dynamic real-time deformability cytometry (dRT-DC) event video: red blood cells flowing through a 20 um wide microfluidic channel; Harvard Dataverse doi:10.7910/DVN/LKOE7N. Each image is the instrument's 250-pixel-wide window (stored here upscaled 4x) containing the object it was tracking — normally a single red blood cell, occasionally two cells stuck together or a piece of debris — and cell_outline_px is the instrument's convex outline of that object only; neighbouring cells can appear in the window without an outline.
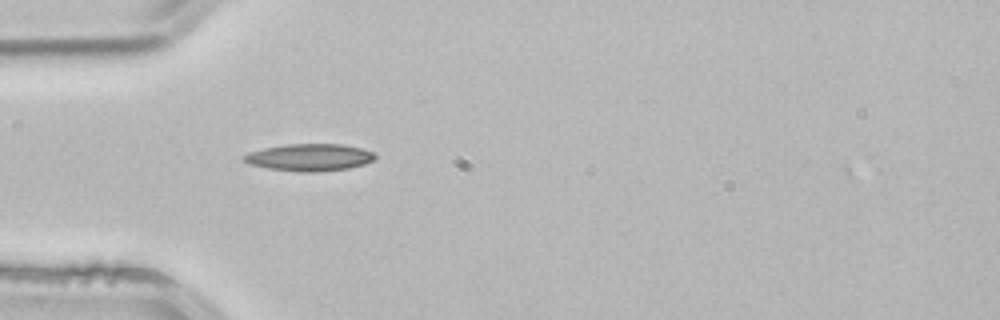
{"species": "common noctule bat (a hibernating species)", "species_latin": "Nyctalus noctula", "temperature_condition": "room temperature", "stored_images_in_passage": 2, "camera_frame_rate_fps": 3000, "um_per_image_px": 0.085, "animal": {"sex": "male", "body_mass_g": 21.5, "forearm_length_mm": 52.0}, "frame": {"image": 1, "passage_image": 2, "time_ms": 0.333, "image_size_px": [1000, 320], "cell_outline_px": [[376, 156], [372, 160], [364, 164], [348, 168], [312, 172], [300, 172], [268, 168], [248, 164], [244, 160], [244, 156], [248, 152], [264, 148], [288, 144], [340, 144], [360, 148], [372, 152]], "centroid_in_image_um": [26.28, 13.37], "position_along_channel_um": 58.7, "area_um2": 20.46}}